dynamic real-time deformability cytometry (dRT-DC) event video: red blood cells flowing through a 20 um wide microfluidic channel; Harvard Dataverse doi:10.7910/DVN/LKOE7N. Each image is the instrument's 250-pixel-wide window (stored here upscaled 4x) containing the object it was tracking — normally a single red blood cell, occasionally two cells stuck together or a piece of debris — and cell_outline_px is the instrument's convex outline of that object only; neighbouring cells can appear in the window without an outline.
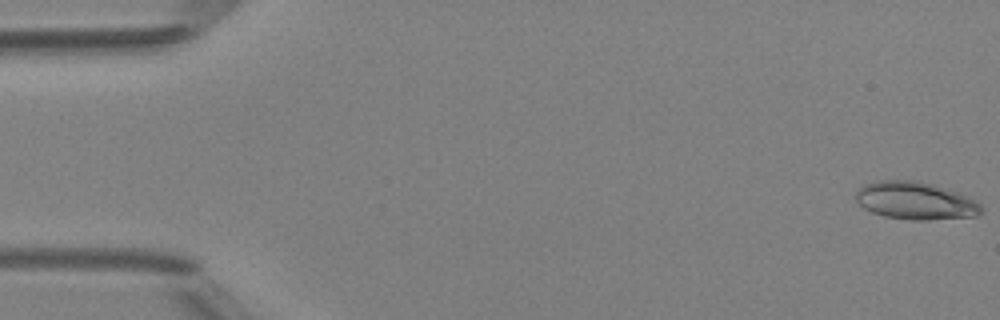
{"species": "Egyptian fruit bat (a non-hibernating species)", "species_latin": "Rousettus aegyptiacus", "temperature_condition": "room temperature", "stored_images_in_passage": 5, "camera_frame_rate_fps": 3000, "um_per_image_px": 0.085, "animal": {"sex": "female"}, "frame": {"image": 1, "passage_image": 1, "time_ms": 0.0, "image_size_px": [1000, 320], "cell_outline_px": [[984, 212], [976, 216], [928, 220], [912, 220], [884, 216], [872, 212], [864, 208], [856, 200], [856, 192], [864, 184], [880, 180], [912, 180], [932, 184], [972, 196], [984, 208]], "centroid_in_image_um": [77.87, 17.06], "position_along_channel_um": 7.1, "area_um2": 27.74}}
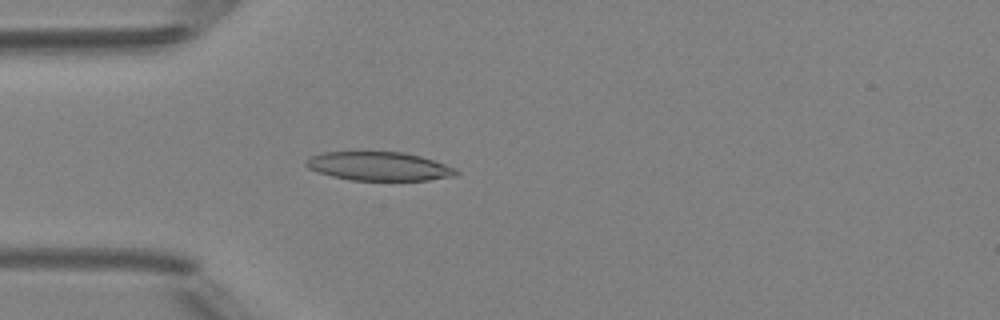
{"frame": {"image": 2, "passage_image": 5, "time_ms": 4.667, "image_size_px": [1000, 320], "cell_outline_px": [[460, 172], [456, 176], [428, 180], [352, 180], [332, 176], [316, 172], [308, 168], [304, 164], [304, 160], [312, 156], [324, 152], [404, 152], [420, 156], [456, 168]], "centroid_in_image_um": [32.2, 14.13], "position_along_channel_um": 52.8, "area_um2": 25.14}}